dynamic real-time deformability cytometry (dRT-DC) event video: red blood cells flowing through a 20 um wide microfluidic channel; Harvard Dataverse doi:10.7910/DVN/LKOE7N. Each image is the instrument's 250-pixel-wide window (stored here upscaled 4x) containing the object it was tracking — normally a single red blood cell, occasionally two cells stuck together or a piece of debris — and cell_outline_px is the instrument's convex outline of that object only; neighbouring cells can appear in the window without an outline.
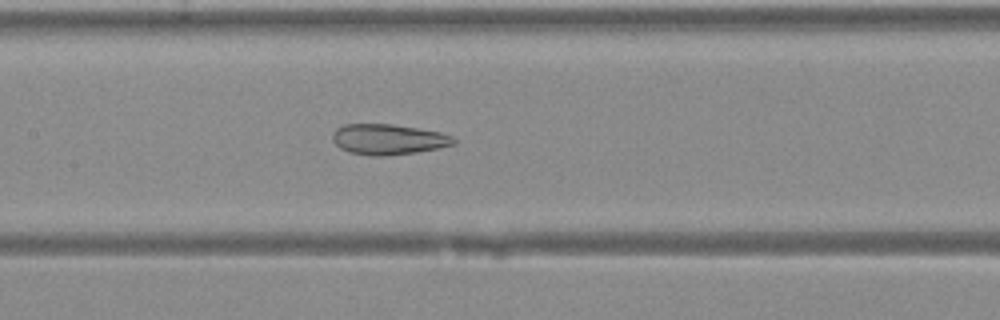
{"species": "Egyptian fruit bat (a non-hibernating species)", "species_latin": "Rousettus aegyptiacus", "temperature_condition": "warm", "stored_images_in_passage": 37, "camera_frame_rate_fps": 3000, "um_per_image_px": 0.085, "animal": {"sex": "female"}, "frame": {"image": 1, "passage_image": 19, "time_ms": 6.0, "image_size_px": [1000, 320], "cell_outline_px": [[456, 140], [452, 144], [440, 148], [416, 152], [384, 156], [372, 156], [348, 152], [340, 148], [332, 140], [332, 132], [336, 128], [344, 124], [392, 124], [440, 132], [452, 136]], "centroid_in_image_um": [32.96, 11.84], "position_along_channel_um": 174.4, "area_um2": 21.56}}
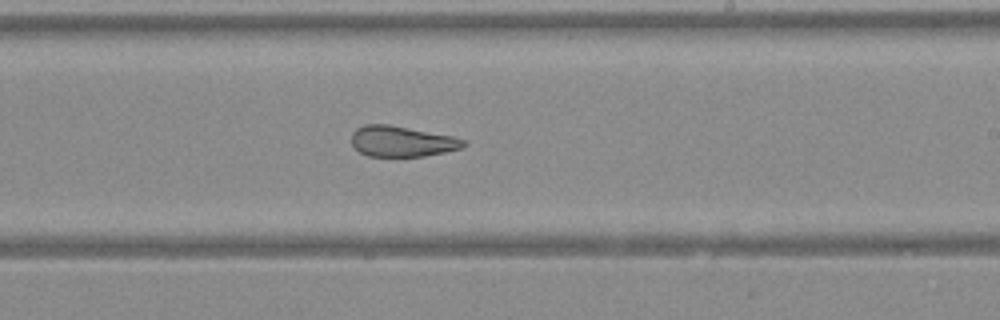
{"frame": {"image": 2, "passage_image": 24, "time_ms": 7.667, "image_size_px": [1000, 320], "cell_outline_px": [[468, 144], [464, 148], [424, 156], [368, 156], [360, 152], [352, 144], [352, 132], [356, 128], [364, 124], [388, 124], [452, 136], [464, 140]], "centroid_in_image_um": [34.16, 12.01], "position_along_channel_um": 254.8, "area_um2": 20.0}}
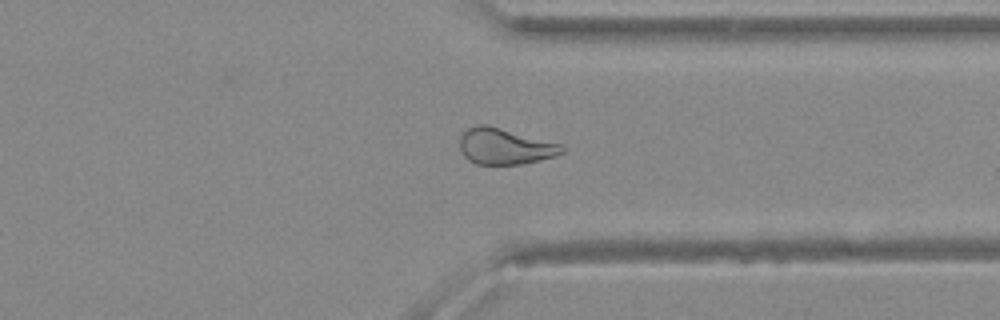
{"frame": {"image": 3, "passage_image": 31, "time_ms": 10.0, "image_size_px": [1000, 320], "cell_outline_px": [[568, 148], [564, 152], [556, 156], [524, 164], [476, 164], [468, 160], [464, 156], [460, 148], [460, 136], [468, 128], [480, 124], [488, 124], [560, 144]], "centroid_in_image_um": [42.93, 12.44], "position_along_channel_um": 368.5, "area_um2": 21.56}}